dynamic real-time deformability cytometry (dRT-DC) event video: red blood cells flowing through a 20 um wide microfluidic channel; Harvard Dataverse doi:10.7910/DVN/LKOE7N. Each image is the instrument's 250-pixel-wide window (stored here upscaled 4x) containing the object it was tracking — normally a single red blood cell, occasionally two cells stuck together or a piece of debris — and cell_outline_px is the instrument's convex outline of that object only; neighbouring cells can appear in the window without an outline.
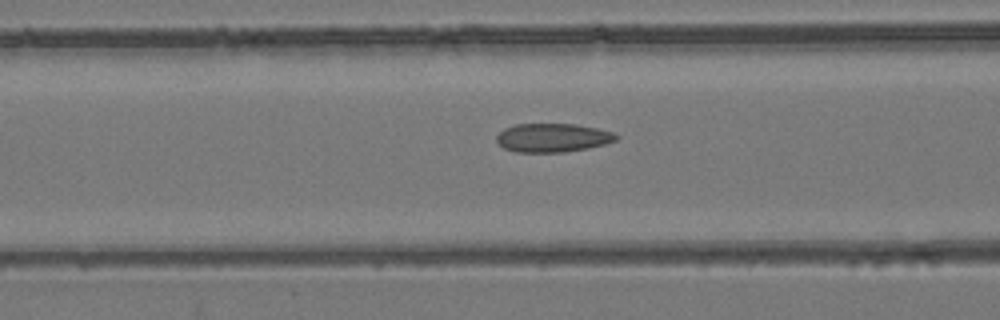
{"species": "common noctule bat (a hibernating species)", "species_latin": "Nyctalus noctula", "temperature_condition": "room temperature", "stored_images_in_passage": 54, "camera_frame_rate_fps": 3000, "um_per_image_px": 0.085, "animal": {"sex": "female", "body_mass_g": 24.6, "forearm_length_mm": 56.2}, "frame": {"image": 1, "passage_image": 22, "time_ms": 7.0, "image_size_px": [1000, 320], "cell_outline_px": [[620, 136], [616, 140], [604, 144], [588, 148], [564, 152], [516, 152], [504, 148], [496, 140], [496, 136], [504, 128], [516, 124], [576, 124], [596, 128], [612, 132]], "centroid_in_image_um": [46.97, 11.7], "position_along_channel_um": 119.6, "area_um2": 19.94}}
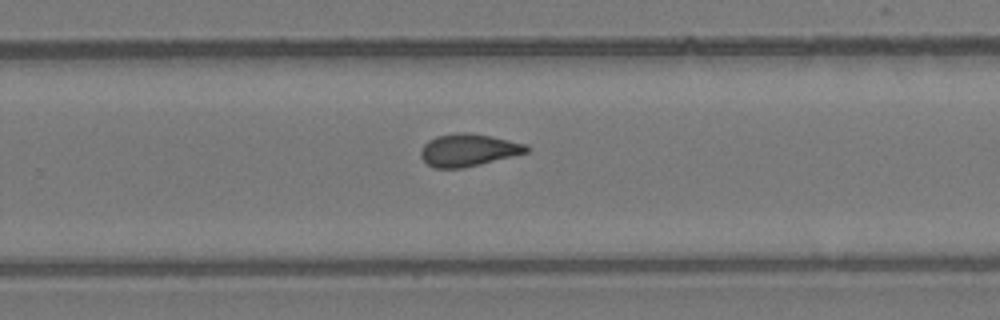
{"frame": {"image": 2, "passage_image": 35, "time_ms": 11.333, "image_size_px": [1000, 320], "cell_outline_px": [[528, 152], [464, 168], [436, 168], [428, 164], [420, 156], [420, 152], [424, 144], [428, 140], [436, 136], [456, 132], [468, 132], [492, 136], [528, 144]], "centroid_in_image_um": [39.8, 12.74], "position_along_channel_um": 290.0, "area_um2": 20.0}}
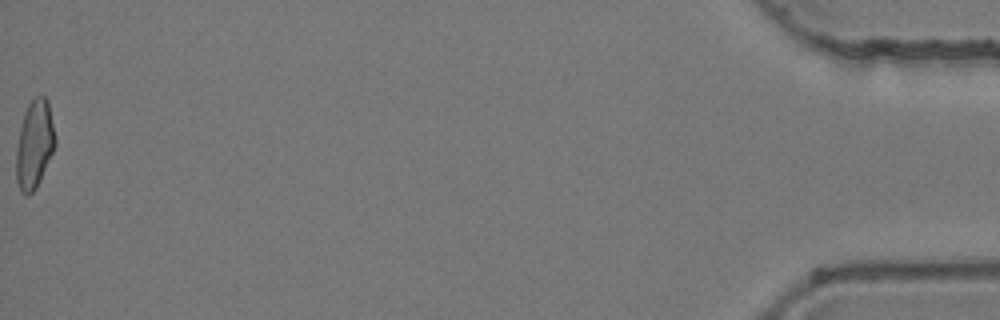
{"frame": {"image": 3, "passage_image": 54, "time_ms": 17.667, "image_size_px": [1000, 320], "cell_outline_px": [[56, 144], [36, 188], [28, 196], [20, 192], [16, 180], [16, 148], [20, 128], [24, 112], [28, 104], [36, 96], [44, 96], [48, 100], [56, 136]], "centroid_in_image_um": [2.92, 12.27], "position_along_channel_um": 432.3, "area_um2": 20.11}, "authors_computed_cell_mechanics": {"area_um2": 20.0855, "velocity_mm_per_s": 3.9398, "shape_relaxation_time_tau1_ms": null, "shape_relaxation_time_tau2_ms": 2.305, "deformation_change_tau1": null, "deformation_change_tau2": 0.0841}}